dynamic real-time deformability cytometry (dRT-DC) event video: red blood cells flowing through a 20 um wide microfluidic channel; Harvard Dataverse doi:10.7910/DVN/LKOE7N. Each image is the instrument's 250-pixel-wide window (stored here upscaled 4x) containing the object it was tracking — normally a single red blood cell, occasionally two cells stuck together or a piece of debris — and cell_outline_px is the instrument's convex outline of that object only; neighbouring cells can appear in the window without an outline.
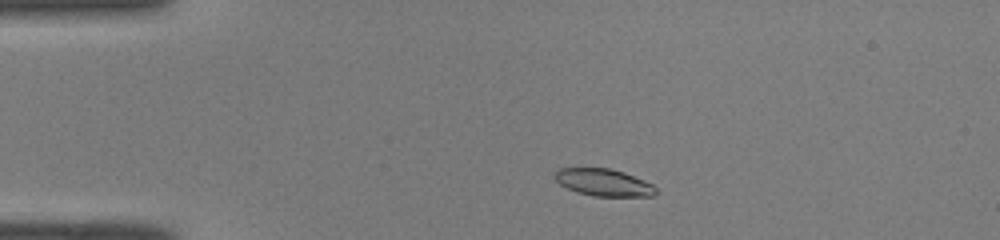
{"species": "common noctule bat (a hibernating species)", "species_latin": "Nyctalus noctula", "temperature_condition": "room temperature", "stored_images_in_passage": 44, "camera_frame_rate_fps": 3000, "um_per_image_px": 0.085, "animal": {"sex": "male", "body_mass_g": 19.0, "forearm_length_mm": 50.8}, "frame": {"image": 1, "passage_image": 4, "time_ms": 1.0, "image_size_px": [1000, 240], "cell_outline_px": [[660, 192], [652, 196], [592, 196], [576, 192], [560, 184], [552, 176], [560, 168], [608, 168], [624, 172], [644, 180], [652, 184]], "centroid_in_image_um": [51.33, 15.51], "position_along_channel_um": 33.7, "area_um2": 16.07}}
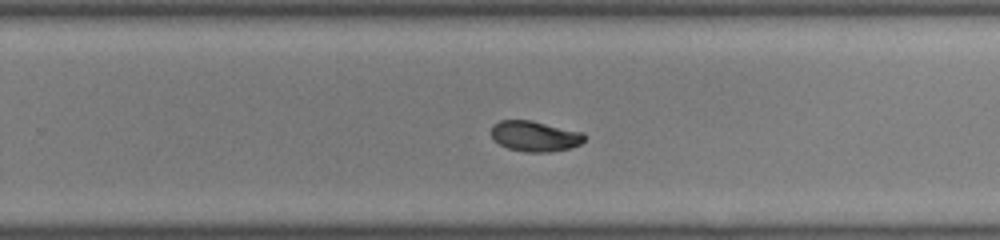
{"frame": {"image": 2, "passage_image": 26, "time_ms": 8.333, "image_size_px": [1000, 240], "cell_outline_px": [[584, 140], [580, 144], [568, 148], [548, 152], [524, 152], [508, 148], [500, 144], [492, 136], [492, 124], [500, 120], [532, 120], [584, 132]], "centroid_in_image_um": [45.47, 11.56], "position_along_channel_um": 284.3, "area_um2": 16.53}}
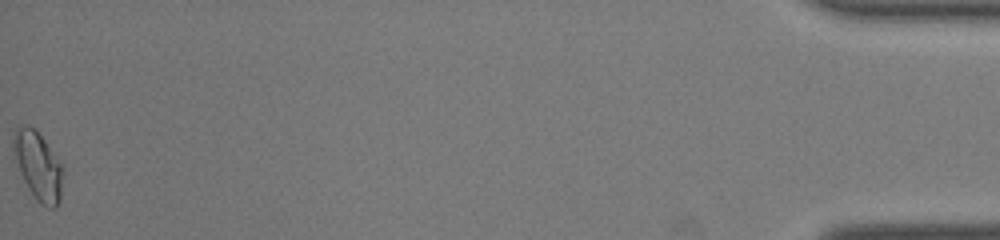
{"frame": {"image": 3, "passage_image": 44, "time_ms": 14.333, "image_size_px": [1000, 240], "cell_outline_px": [[64, 168], [60, 204], [56, 208], [48, 208], [40, 204], [36, 200], [28, 188], [20, 172], [16, 160], [12, 144], [12, 140], [16, 128], [24, 124], [28, 124], [36, 128]], "centroid_in_image_um": [3.26, 14.11], "position_along_channel_um": 431.9, "area_um2": 19.94}, "authors_computed_cell_mechanics": {"area_um2": 16.8198, "velocity_mm_per_s": 4.0661, "shape_relaxation_time_tau1_ms": null, "shape_relaxation_time_tau2_ms": 2.205, "deformation_change_tau1": null, "deformation_change_tau2": 0.0531}}